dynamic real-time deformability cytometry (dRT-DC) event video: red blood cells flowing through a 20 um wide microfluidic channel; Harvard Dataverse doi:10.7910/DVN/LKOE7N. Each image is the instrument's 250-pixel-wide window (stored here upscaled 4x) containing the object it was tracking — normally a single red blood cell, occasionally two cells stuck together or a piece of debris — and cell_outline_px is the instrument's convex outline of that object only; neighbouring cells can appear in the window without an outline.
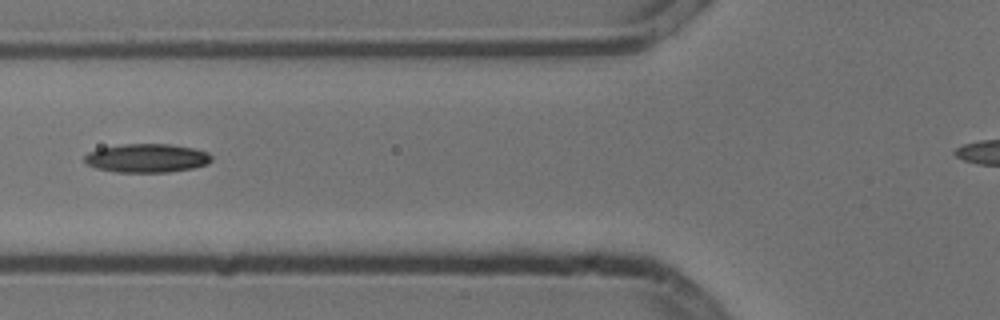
{"species": "common noctule bat (a hibernating species)", "species_latin": "Nyctalus noctula", "temperature_condition": "cold", "stored_images_in_passage": 6, "camera_frame_rate_fps": 3000, "um_per_image_px": 0.085, "animal": {"sex": "male", "body_mass_g": 13.3}, "frame": {"image": 1, "passage_image": 4, "time_ms": 1.0, "image_size_px": [1000, 320], "cell_outline_px": [[212, 160], [208, 164], [192, 168], [168, 172], [116, 172], [96, 168], [88, 164], [84, 160], [84, 156], [88, 152], [100, 148], [124, 144], [168, 144], [192, 148], [208, 152], [212, 156]], "centroid_in_image_um": [12.49, 13.44], "position_along_channel_um": 113.3, "area_um2": 21.15}}
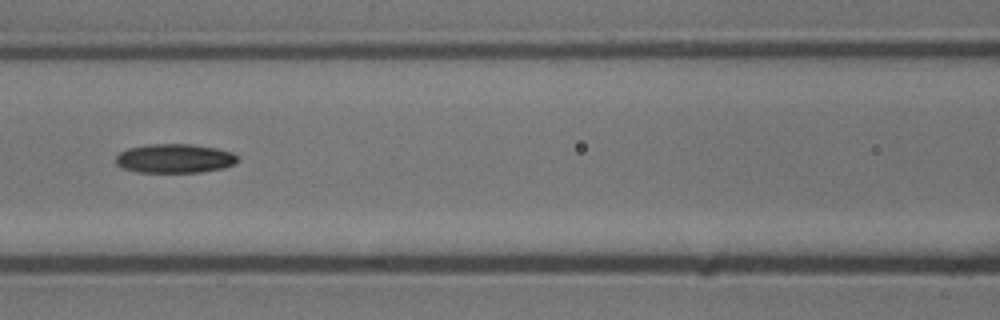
{"frame": {"image": 2, "passage_image": 5, "time_ms": 1.333, "image_size_px": [1000, 320], "cell_outline_px": [[240, 160], [236, 164], [224, 168], [200, 172], [136, 172], [120, 168], [116, 164], [116, 156], [120, 152], [128, 148], [148, 144], [192, 144], [216, 148], [232, 152]], "centroid_in_image_um": [14.84, 13.47], "position_along_channel_um": 151.8, "area_um2": 20.87}}
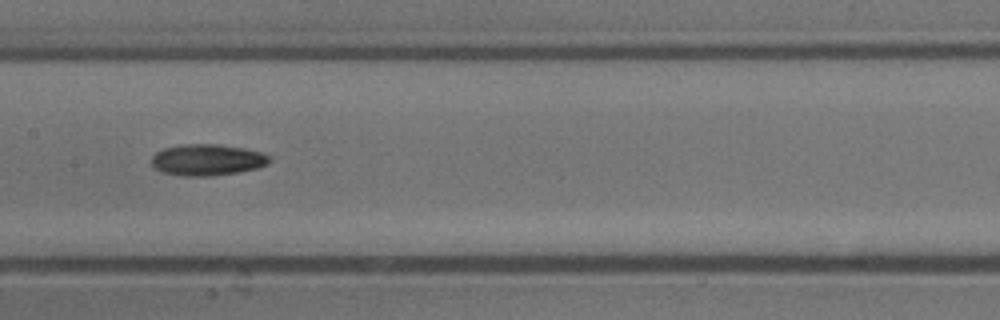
{"frame": {"image": 3, "passage_image": 6, "time_ms": 1.667, "image_size_px": [1000, 320], "cell_outline_px": [[272, 160], [268, 164], [256, 168], [236, 172], [212, 176], [184, 176], [164, 172], [156, 168], [152, 164], [152, 156], [156, 152], [164, 148], [180, 144], [216, 144], [244, 148], [260, 152], [268, 156]], "centroid_in_image_um": [17.61, 13.58], "position_along_channel_um": 189.8, "area_um2": 21.39}}